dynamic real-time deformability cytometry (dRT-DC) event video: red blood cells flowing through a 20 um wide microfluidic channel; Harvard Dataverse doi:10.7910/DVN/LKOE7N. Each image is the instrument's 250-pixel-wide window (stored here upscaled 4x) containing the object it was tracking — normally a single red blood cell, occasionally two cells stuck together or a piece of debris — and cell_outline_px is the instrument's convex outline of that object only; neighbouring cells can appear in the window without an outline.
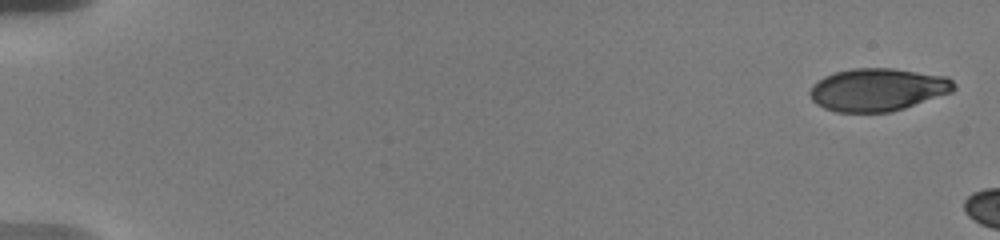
{"species": "human", "species_latin": "Homo sapiens", "temperature_condition": "warm", "stored_images_in_passage": 6, "camera_frame_rate_fps": 3000, "um_per_image_px": 0.085, "donor": {"sex": "male"}, "frame": {"image": 1, "passage_image": 1, "time_ms": 0.0, "image_size_px": [1000, 240], "cell_outline_px": [[956, 88], [952, 92], [892, 112], [836, 112], [824, 108], [816, 104], [812, 100], [808, 92], [812, 84], [824, 76], [836, 72], [852, 68], [892, 68], [948, 76], [956, 84]], "centroid_in_image_um": [74.6, 7.62], "position_along_channel_um": 10.4, "area_um2": 36.13}}